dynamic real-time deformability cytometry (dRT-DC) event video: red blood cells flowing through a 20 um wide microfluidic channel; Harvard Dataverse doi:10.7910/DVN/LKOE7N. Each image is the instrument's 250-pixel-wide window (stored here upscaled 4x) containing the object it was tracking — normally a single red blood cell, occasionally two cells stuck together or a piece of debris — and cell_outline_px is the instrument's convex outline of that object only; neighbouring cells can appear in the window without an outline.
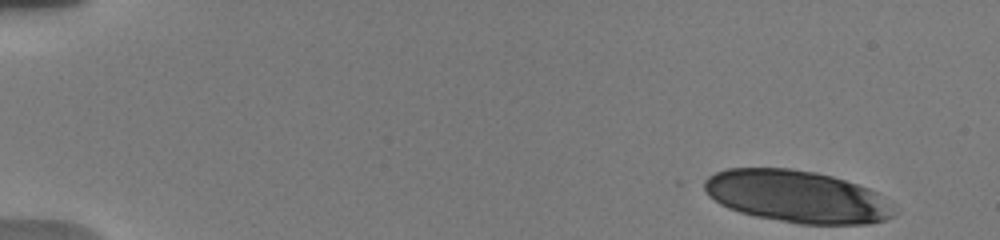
{"species": "human", "species_latin": "Homo sapiens", "temperature_condition": "warm", "stored_images_in_passage": 26, "camera_frame_rate_fps": 3000, "um_per_image_px": 0.085, "donor": {"sex": "male"}, "frame": {"image": 1, "passage_image": 1, "time_ms": 0.0, "image_size_px": [1000, 240], "cell_outline_px": [[892, 216], [884, 220], [868, 224], [800, 224], [756, 216], [740, 212], [728, 208], [720, 204], [708, 196], [704, 188], [704, 180], [708, 176], [716, 172], [728, 168], [788, 168], [816, 172], [832, 176], [868, 188], [876, 192], [892, 212]], "centroid_in_image_um": [67.64, 16.69], "position_along_channel_um": 17.4, "area_um2": 57.05}}